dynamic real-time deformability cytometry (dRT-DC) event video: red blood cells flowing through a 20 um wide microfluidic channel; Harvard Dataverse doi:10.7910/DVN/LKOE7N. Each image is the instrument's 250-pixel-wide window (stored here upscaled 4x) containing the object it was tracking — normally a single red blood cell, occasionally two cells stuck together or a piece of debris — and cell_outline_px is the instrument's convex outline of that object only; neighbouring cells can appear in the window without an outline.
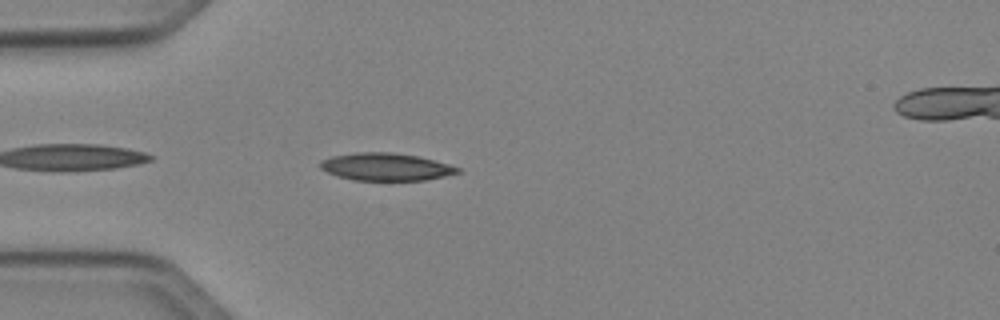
{"species": "Egyptian fruit bat (a non-hibernating species)", "species_latin": "Rousettus aegyptiacus", "temperature_condition": "cold", "stored_images_in_passage": 18, "camera_frame_rate_fps": 3000, "um_per_image_px": 0.085, "animal": {"sex": "female"}, "frame": {"image": 1, "passage_image": 2, "time_ms": 0.333, "image_size_px": [1000, 320], "cell_outline_px": [[460, 172], [444, 176], [424, 180], [352, 180], [336, 176], [320, 168], [320, 160], [332, 156], [356, 152], [392, 152], [420, 156], [448, 164], [460, 168]], "centroid_in_image_um": [32.77, 14.17], "position_along_channel_um": 52.2, "area_um2": 22.08}}
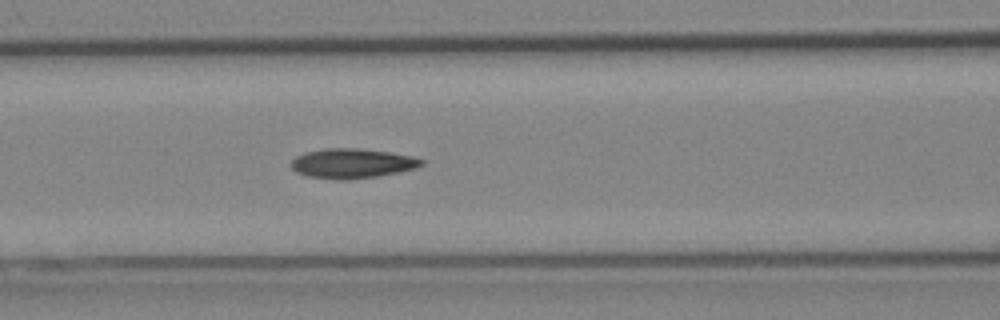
{"frame": {"image": 2, "passage_image": 9, "time_ms": 2.667, "image_size_px": [1000, 320], "cell_outline_px": [[424, 164], [416, 168], [400, 172], [376, 176], [348, 180], [336, 180], [308, 176], [296, 172], [292, 168], [292, 160], [296, 156], [304, 152], [328, 148], [356, 148], [388, 152], [412, 156], [424, 160]], "centroid_in_image_um": [29.93, 13.89], "position_along_channel_um": 136.7, "area_um2": 22.54}}
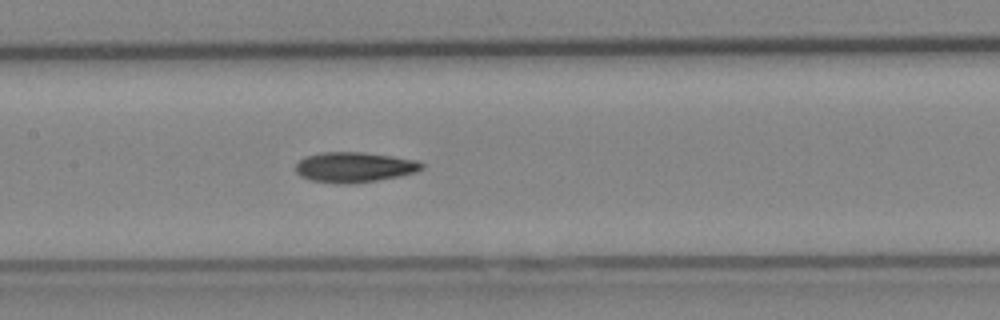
{"frame": {"image": 3, "passage_image": 12, "time_ms": 3.667, "image_size_px": [1000, 320], "cell_outline_px": [[424, 168], [416, 172], [400, 176], [352, 184], [336, 184], [308, 180], [300, 176], [296, 172], [296, 164], [300, 160], [308, 156], [324, 152], [360, 152], [416, 160], [424, 164]], "centroid_in_image_um": [30.1, 14.23], "position_along_channel_um": 177.3, "area_um2": 22.14}}